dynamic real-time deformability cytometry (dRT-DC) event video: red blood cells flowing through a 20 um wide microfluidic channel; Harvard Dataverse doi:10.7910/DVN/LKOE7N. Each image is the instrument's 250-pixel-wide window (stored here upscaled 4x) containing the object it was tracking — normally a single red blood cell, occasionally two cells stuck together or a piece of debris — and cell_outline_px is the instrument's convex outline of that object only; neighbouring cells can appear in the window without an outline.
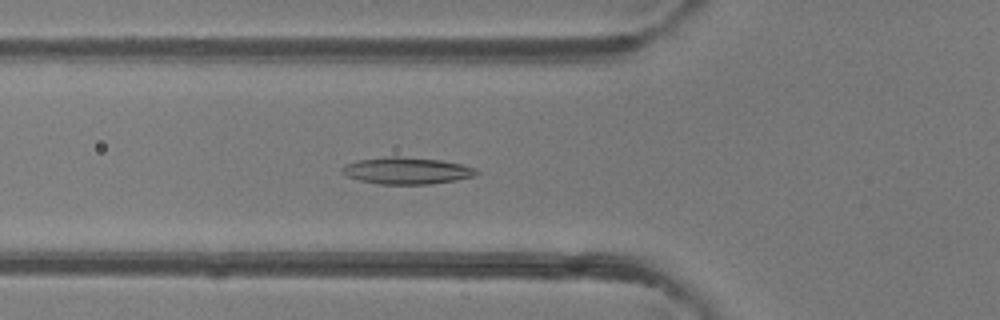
{"species": "common noctule bat (a hibernating species)", "species_latin": "Nyctalus noctula", "temperature_condition": "room temperature", "stored_images_in_passage": 41, "camera_frame_rate_fps": 3000, "um_per_image_px": 0.085, "animal": {"sex": "female"}, "frame": {"image": 1, "passage_image": 14, "time_ms": 4.333, "image_size_px": [1000, 320], "cell_outline_px": [[480, 172], [472, 176], [456, 180], [428, 184], [376, 184], [360, 180], [348, 176], [340, 172], [340, 168], [344, 164], [356, 160], [388, 156], [396, 156], [440, 160], [460, 164], [476, 168]], "centroid_in_image_um": [34.52, 14.5], "position_along_channel_um": 91.3, "area_um2": 20.98}}
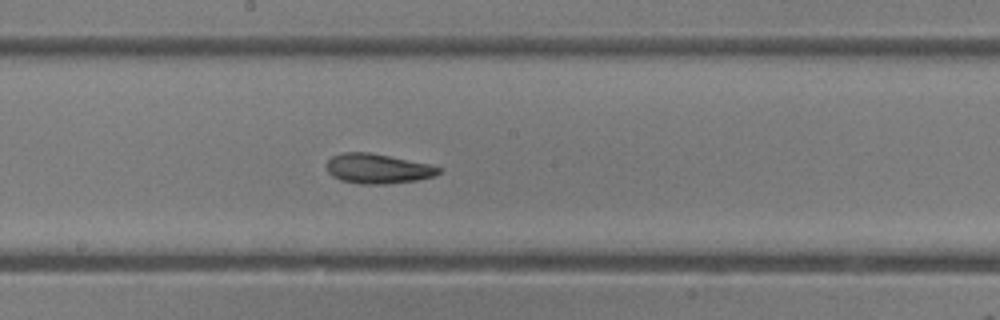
{"frame": {"image": 2, "passage_image": 23, "time_ms": 7.333, "image_size_px": [1000, 320], "cell_outline_px": [[444, 168], [436, 176], [416, 180], [384, 184], [360, 184], [340, 180], [332, 176], [328, 172], [328, 160], [332, 156], [344, 152], [368, 152], [428, 164]], "centroid_in_image_um": [32.12, 14.34], "position_along_channel_um": 216.1, "area_um2": 19.31}}
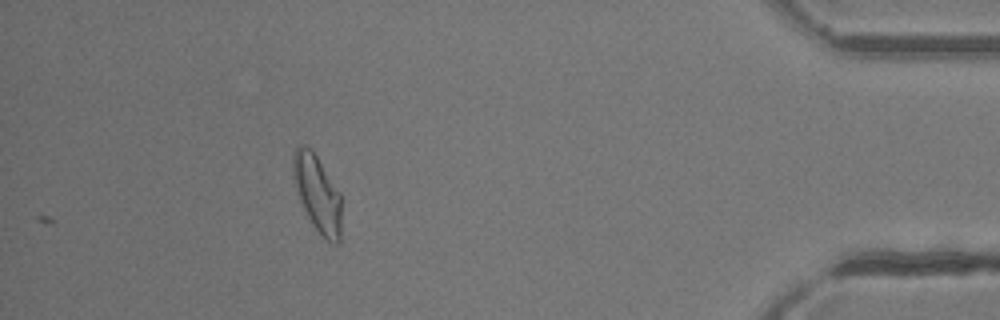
{"frame": {"image": 3, "passage_image": 41, "time_ms": 13.333, "image_size_px": [1000, 320], "cell_outline_px": [[340, 240], [336, 244], [332, 244], [324, 240], [312, 224], [300, 200], [292, 176], [292, 156], [296, 148], [300, 144], [304, 144], [312, 148], [340, 192]], "centroid_in_image_um": [26.96, 16.42], "position_along_channel_um": 408.2, "area_um2": 21.79}, "authors_computed_cell_mechanics": {"area_um2": 19.4208, "velocity_mm_per_s": 4.1433, "shape_relaxation_time_tau1_ms": 4.8065, "shape_relaxation_time_tau2_ms": 2.7428, "deformation_change_tau1": 0.1759, "deformation_change_tau2": 0.1034}}